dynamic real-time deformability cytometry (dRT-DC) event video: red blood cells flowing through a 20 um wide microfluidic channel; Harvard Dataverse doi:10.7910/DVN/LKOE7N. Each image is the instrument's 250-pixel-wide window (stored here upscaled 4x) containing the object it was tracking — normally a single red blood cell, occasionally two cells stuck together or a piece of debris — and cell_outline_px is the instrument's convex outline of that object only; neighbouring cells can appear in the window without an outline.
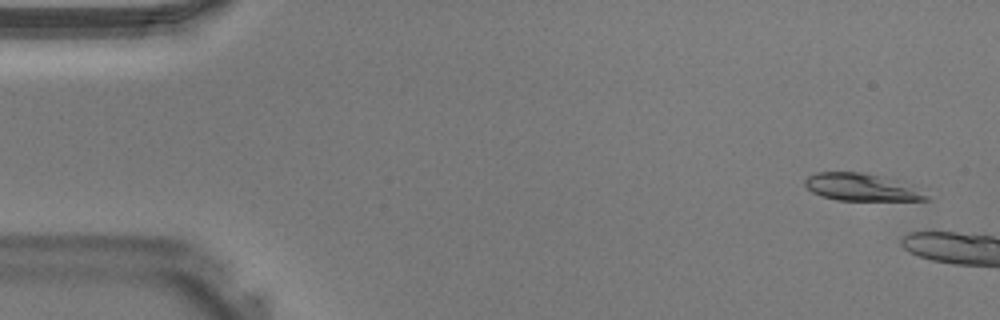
{"species": "Egyptian fruit bat (a non-hibernating species)", "species_latin": "Rousettus aegyptiacus", "temperature_condition": "warm", "stored_images_in_passage": 6, "camera_frame_rate_fps": 3000, "um_per_image_px": 0.085, "animal": {"sex": "male"}, "frame": {"image": 1, "passage_image": 2, "time_ms": 0.333, "image_size_px": [1000, 320], "cell_outline_px": [[928, 200], [836, 200], [820, 196], [812, 192], [804, 184], [804, 180], [808, 176], [816, 172], [860, 172], [904, 180], [920, 184], [928, 188]], "centroid_in_image_um": [73.42, 15.9], "position_along_channel_um": 11.6, "area_um2": 20.29}}